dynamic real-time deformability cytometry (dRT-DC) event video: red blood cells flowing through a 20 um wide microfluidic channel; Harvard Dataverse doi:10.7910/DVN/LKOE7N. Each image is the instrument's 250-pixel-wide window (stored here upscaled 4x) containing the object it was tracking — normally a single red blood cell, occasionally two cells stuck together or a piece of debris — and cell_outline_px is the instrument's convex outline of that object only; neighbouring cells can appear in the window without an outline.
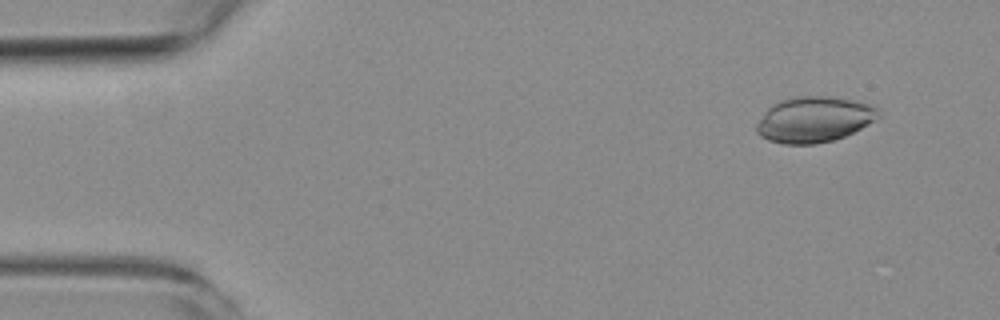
{"species": "common noctule bat (a hibernating species)", "species_latin": "Nyctalus noctula", "temperature_condition": "room temperature", "stored_images_in_passage": 5, "camera_frame_rate_fps": 3000, "um_per_image_px": 0.085, "animal": {"sex": "female", "body_mass_g": 19.3, "forearm_length_mm": 54.1}, "frame": {"image": 1, "passage_image": 1, "time_ms": 0.0, "image_size_px": [1000, 320], "cell_outline_px": [[880, 116], [860, 128], [844, 136], [832, 140], [816, 144], [784, 144], [768, 140], [760, 136], [756, 132], [756, 124], [764, 112], [768, 108], [780, 100], [792, 96], [828, 96], [852, 100], [868, 104], [880, 108]], "centroid_in_image_um": [69.17, 10.15], "position_along_channel_um": 15.8, "area_um2": 32.37}}